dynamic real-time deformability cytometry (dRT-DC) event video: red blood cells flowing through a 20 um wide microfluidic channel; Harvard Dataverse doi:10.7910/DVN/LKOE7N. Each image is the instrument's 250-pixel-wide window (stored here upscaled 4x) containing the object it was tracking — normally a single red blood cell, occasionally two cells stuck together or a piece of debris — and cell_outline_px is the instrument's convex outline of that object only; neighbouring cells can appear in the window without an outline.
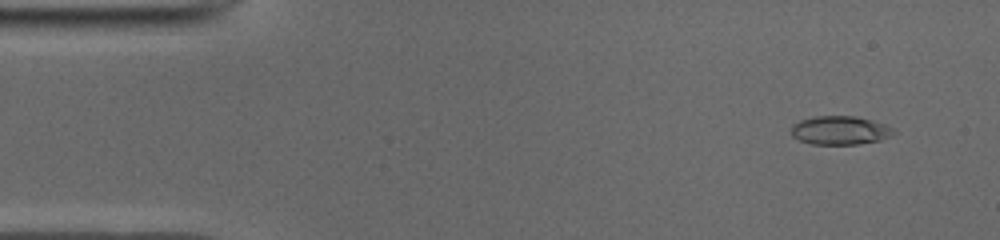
{"species": "common noctule bat (a hibernating species)", "species_latin": "Nyctalus noctula", "temperature_condition": "cold", "stored_images_in_passage": 51, "camera_frame_rate_fps": 3000, "um_per_image_px": 0.085, "animal": {"sex": "male", "body_mass_g": 19.0, "forearm_length_mm": 50.8}, "frame": {"image": 1, "passage_image": 4, "time_ms": 1.0, "image_size_px": [1000, 240], "cell_outline_px": [[896, 132], [892, 136], [880, 140], [856, 144], [812, 144], [800, 140], [792, 136], [792, 124], [800, 120], [816, 116], [856, 116], [872, 120], [884, 124], [892, 128]], "centroid_in_image_um": [71.41, 11.07], "position_along_channel_um": 13.6, "area_um2": 17.05}}
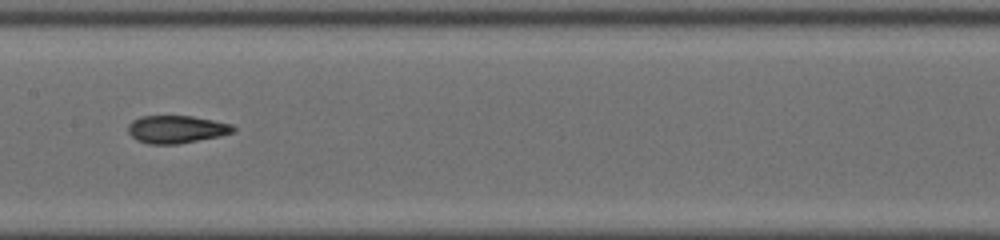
{"frame": {"image": 2, "passage_image": 25, "time_ms": 8.0, "image_size_px": [1000, 240], "cell_outline_px": [[236, 132], [220, 136], [180, 144], [148, 144], [136, 140], [128, 132], [128, 124], [132, 120], [140, 116], [192, 116], [232, 124], [236, 128]], "centroid_in_image_um": [15.0, 11.0], "position_along_channel_um": 192.4, "area_um2": 17.17}}
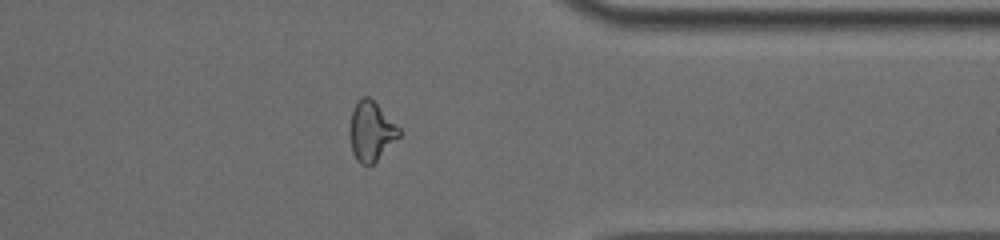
{"frame": {"image": 3, "passage_image": 40, "time_ms": 13.0, "image_size_px": [1000, 240], "cell_outline_px": [[400, 136], [368, 168], [360, 164], [356, 160], [352, 152], [348, 132], [352, 108], [356, 100], [364, 96], [368, 96], [400, 128]], "centroid_in_image_um": [31.49, 11.17], "position_along_channel_um": 379.9, "area_um2": 17.22}, "authors_computed_cell_mechanics": {"area_um2": 17.2244, "velocity_mm_per_s": 3.9636, "shape_relaxation_time_tau1_ms": 7.8697, "shape_relaxation_time_tau2_ms": 2.0046, "deformation_change_tau1": 0.1983, "deformation_change_tau2": 0.0965}}